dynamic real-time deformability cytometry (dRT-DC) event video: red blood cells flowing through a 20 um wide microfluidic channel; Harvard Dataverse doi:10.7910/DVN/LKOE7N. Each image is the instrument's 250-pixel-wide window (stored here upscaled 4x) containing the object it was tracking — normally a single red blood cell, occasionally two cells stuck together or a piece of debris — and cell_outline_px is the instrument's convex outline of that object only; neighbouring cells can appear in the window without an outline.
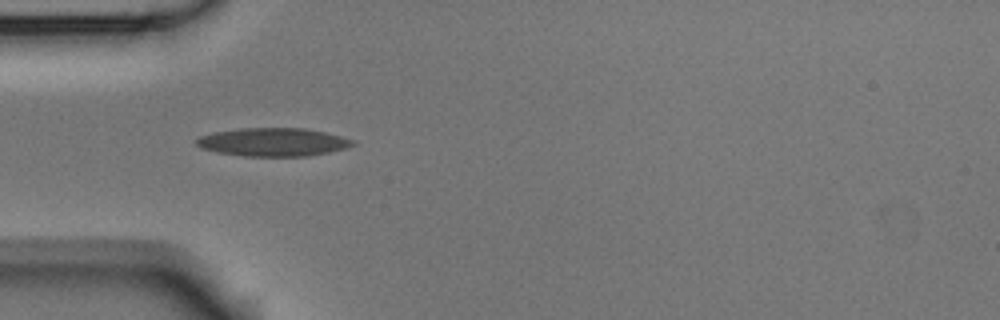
{"species": "Egyptian fruit bat (a non-hibernating species)", "species_latin": "Rousettus aegyptiacus", "temperature_condition": "room temperature", "stored_images_in_passage": 4, "camera_frame_rate_fps": 3000, "um_per_image_px": 0.085, "animal": {"sex": "male"}, "frame": {"image": 1, "passage_image": 3, "time_ms": 0.667, "image_size_px": [1000, 320], "cell_outline_px": [[356, 144], [344, 148], [328, 152], [308, 156], [244, 156], [216, 152], [200, 148], [196, 144], [196, 140], [200, 136], [212, 132], [240, 128], [304, 128], [324, 132], [356, 140]], "centroid_in_image_um": [23.19, 12.07], "position_along_channel_um": 61.8, "area_um2": 25.78}}
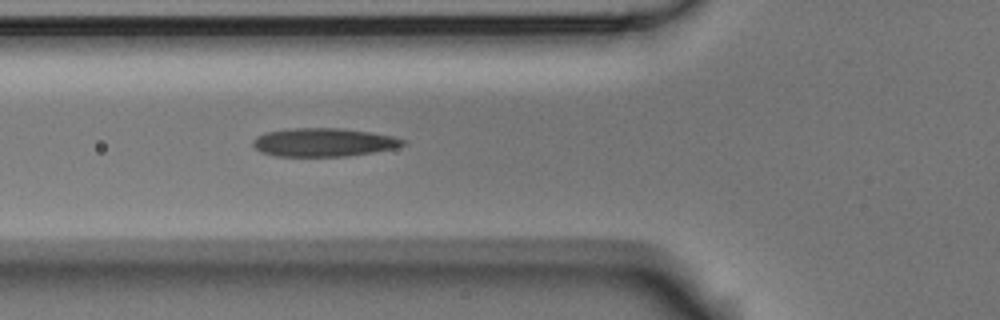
{"frame": {"image": 2, "passage_image": 4, "time_ms": 1.0, "image_size_px": [1000, 320], "cell_outline_px": [[408, 144], [396, 148], [348, 156], [276, 156], [260, 152], [252, 144], [252, 140], [256, 136], [264, 132], [288, 128], [340, 128], [372, 132], [392, 136], [408, 140]], "centroid_in_image_um": [27.52, 12.09], "position_along_channel_um": 98.3, "area_um2": 25.14}}